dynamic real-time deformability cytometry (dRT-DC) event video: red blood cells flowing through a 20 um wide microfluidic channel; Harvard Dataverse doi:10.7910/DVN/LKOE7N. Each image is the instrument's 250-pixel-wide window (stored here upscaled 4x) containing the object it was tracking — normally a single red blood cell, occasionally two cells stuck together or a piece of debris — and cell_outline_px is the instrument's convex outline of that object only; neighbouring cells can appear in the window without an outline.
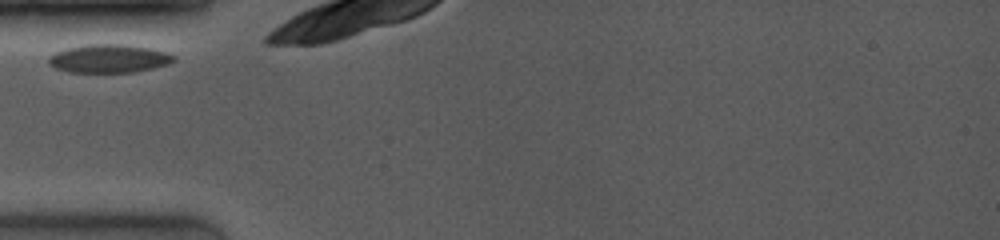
{"species": "common noctule bat (a hibernating species)", "species_latin": "Nyctalus noctula", "temperature_condition": "room temperature", "stored_images_in_passage": 30, "camera_frame_rate_fps": 4000, "um_per_image_px": 0.085, "animal": {"sex": "female", "body_mass_g": 19.0, "forearm_length_mm": 53.3}, "frame": {"image": 1, "passage_image": 1, "time_ms": 0.0, "image_size_px": [1000, 240], "cell_outline_px": [[176, 60], [168, 64], [136, 72], [68, 72], [56, 68], [48, 64], [48, 56], [56, 52], [68, 48], [88, 44], [124, 44], [152, 48], [176, 56]], "centroid_in_image_um": [9.26, 4.98], "position_along_channel_um": 75.7, "area_um2": 20.69}}